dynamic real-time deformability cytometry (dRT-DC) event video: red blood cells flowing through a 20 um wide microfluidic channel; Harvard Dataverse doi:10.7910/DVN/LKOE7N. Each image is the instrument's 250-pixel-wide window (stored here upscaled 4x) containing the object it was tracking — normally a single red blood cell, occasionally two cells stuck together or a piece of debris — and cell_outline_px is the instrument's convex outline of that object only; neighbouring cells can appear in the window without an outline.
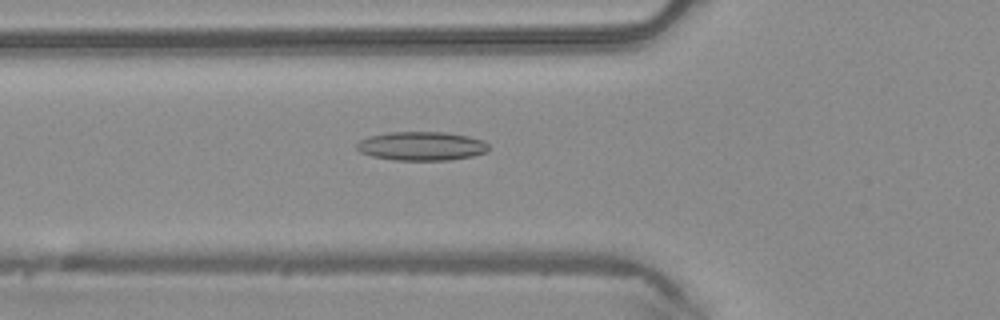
{"species": "common noctule bat (a hibernating species)", "species_latin": "Nyctalus noctula", "temperature_condition": "warm", "stored_images_in_passage": 48, "camera_frame_rate_fps": 3000, "um_per_image_px": 0.085, "animal": {"sex": "male", "body_mass_g": 20.4}, "frame": {"image": 1, "passage_image": 17, "time_ms": 5.333, "image_size_px": [1000, 320], "cell_outline_px": [[488, 152], [472, 156], [452, 160], [396, 160], [372, 156], [360, 152], [356, 148], [356, 144], [360, 140], [368, 136], [388, 132], [444, 132], [468, 136], [484, 140], [488, 144]], "centroid_in_image_um": [35.84, 12.41], "position_along_channel_um": 90.0, "area_um2": 22.31}}
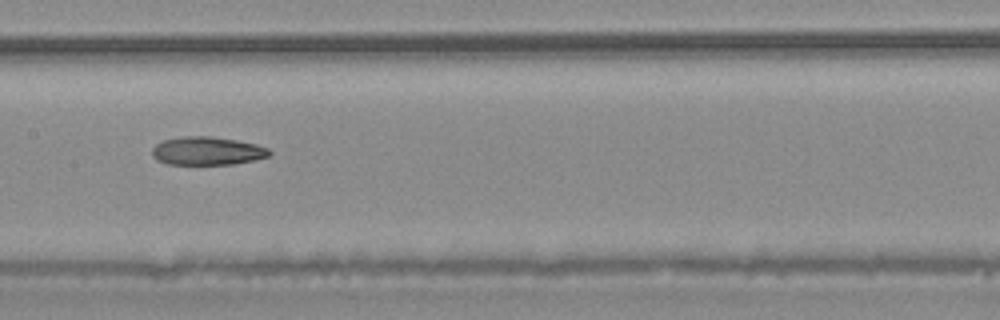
{"frame": {"image": 2, "passage_image": 24, "time_ms": 7.667, "image_size_px": [1000, 320], "cell_outline_px": [[272, 152], [268, 156], [256, 160], [232, 164], [168, 164], [156, 160], [152, 156], [152, 148], [156, 144], [164, 140], [184, 136], [208, 136], [236, 140], [256, 144], [268, 148]], "centroid_in_image_um": [17.61, 12.83], "position_along_channel_um": 189.8, "area_um2": 19.31}}
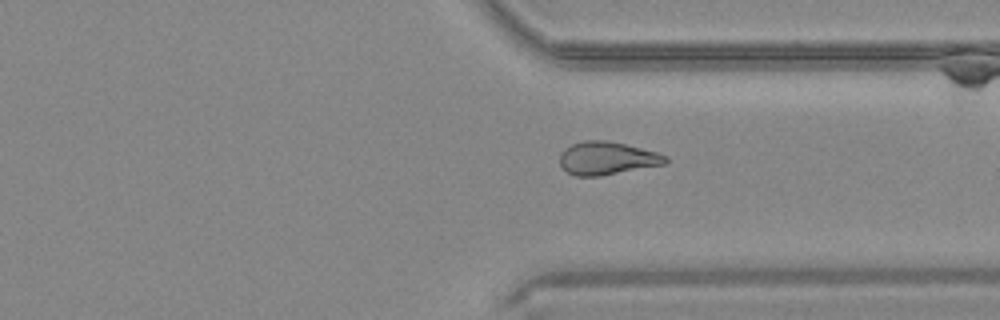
{"frame": {"image": 3, "passage_image": 36, "time_ms": 11.667, "image_size_px": [1000, 320], "cell_outline_px": [[668, 160], [664, 164], [600, 176], [576, 176], [568, 172], [560, 164], [560, 152], [564, 148], [572, 144], [584, 140], [604, 140], [624, 144], [656, 152], [668, 156]], "centroid_in_image_um": [51.57, 13.45], "position_along_channel_um": 359.8, "area_um2": 20.17}, "authors_computed_cell_mechanics": {"area_um2": 21.097, "velocity_mm_per_s": 4.2535, "shape_relaxation_time_tau1_ms": null, "shape_relaxation_time_tau2_ms": 3.1906, "deformation_change_tau1": null, "deformation_change_tau2": 0.1313}}